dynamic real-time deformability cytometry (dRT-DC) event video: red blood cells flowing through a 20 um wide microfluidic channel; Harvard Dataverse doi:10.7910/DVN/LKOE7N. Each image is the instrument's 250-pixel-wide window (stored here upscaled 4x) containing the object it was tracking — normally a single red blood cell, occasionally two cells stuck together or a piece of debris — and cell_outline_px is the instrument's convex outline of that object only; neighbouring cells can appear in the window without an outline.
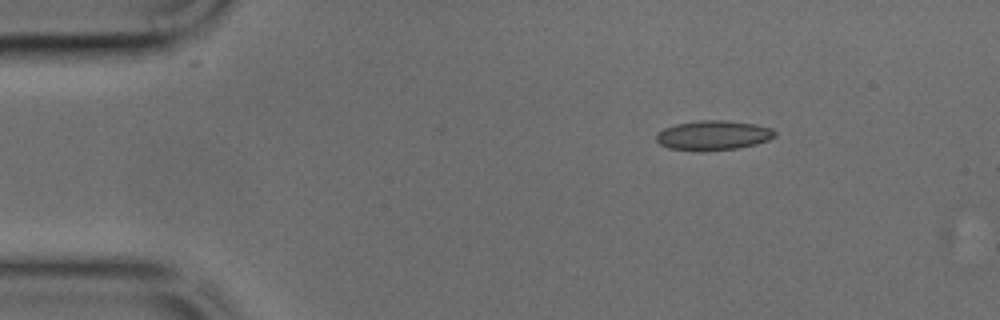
{"species": "common noctule bat (a hibernating species)", "species_latin": "Nyctalus noctula", "temperature_condition": "cold", "stored_images_in_passage": 3, "camera_frame_rate_fps": 3000, "um_per_image_px": 0.085, "animal": {"sex": "male", "body_mass_g": 17.9, "forearm_length_mm": 54.2}, "frame": {"image": 1, "passage_image": 1, "time_ms": 0.0, "image_size_px": [1000, 320], "cell_outline_px": [[776, 136], [768, 140], [756, 144], [736, 148], [704, 152], [696, 152], [668, 148], [660, 144], [656, 140], [656, 132], [664, 128], [676, 124], [700, 120], [724, 120], [756, 124], [772, 128], [776, 132]], "centroid_in_image_um": [60.6, 11.51], "position_along_channel_um": 24.4, "area_um2": 20.81}}